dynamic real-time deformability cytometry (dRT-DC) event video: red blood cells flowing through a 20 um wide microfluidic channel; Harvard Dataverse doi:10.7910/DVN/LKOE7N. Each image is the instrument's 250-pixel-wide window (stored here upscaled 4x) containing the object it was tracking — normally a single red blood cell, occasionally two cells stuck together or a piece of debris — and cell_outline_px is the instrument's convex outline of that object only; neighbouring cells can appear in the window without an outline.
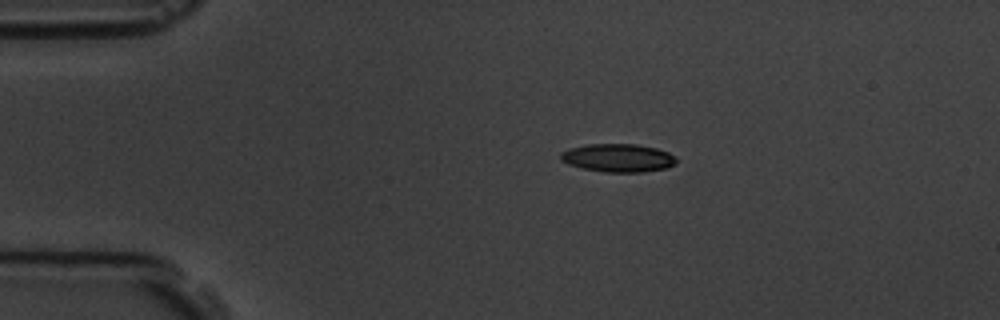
{"species": "common noctule bat (a hibernating species)", "species_latin": "Nyctalus noctula", "temperature_condition": "room temperature", "stored_images_in_passage": 9, "camera_frame_rate_fps": 3000, "um_per_image_px": 0.085, "animal": {"sex": "male", "body_mass_g": 19.5, "forearm_length_mm": 54.6}, "frame": {"image": 1, "passage_image": 1, "time_ms": 0.0, "image_size_px": [1000, 320], "cell_outline_px": [[676, 164], [668, 168], [640, 172], [604, 172], [584, 168], [568, 164], [560, 160], [560, 152], [568, 148], [588, 144], [636, 144], [656, 148], [668, 152], [676, 160]], "centroid_in_image_um": [52.51, 13.42], "position_along_channel_um": 32.5, "area_um2": 19.02}}
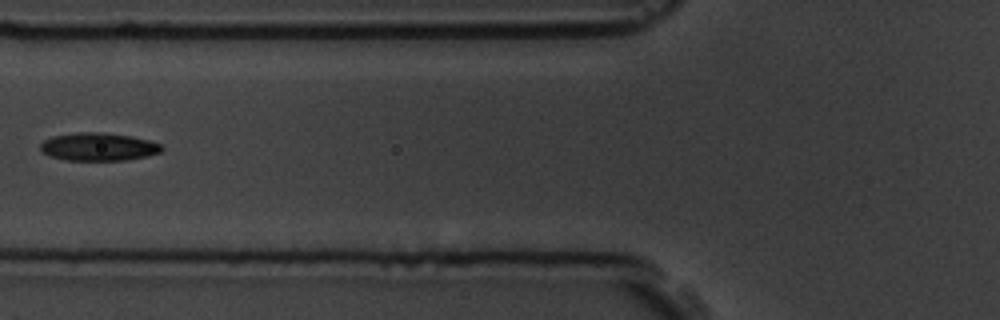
{"frame": {"image": 2, "passage_image": 4, "time_ms": 3.667, "image_size_px": [1000, 320], "cell_outline_px": [[164, 148], [160, 152], [148, 156], [128, 160], [68, 160], [52, 156], [40, 152], [40, 144], [44, 140], [52, 136], [76, 132], [100, 132], [132, 136], [148, 140], [160, 144]], "centroid_in_image_um": [8.36, 12.47], "position_along_channel_um": 117.4, "area_um2": 19.83}}
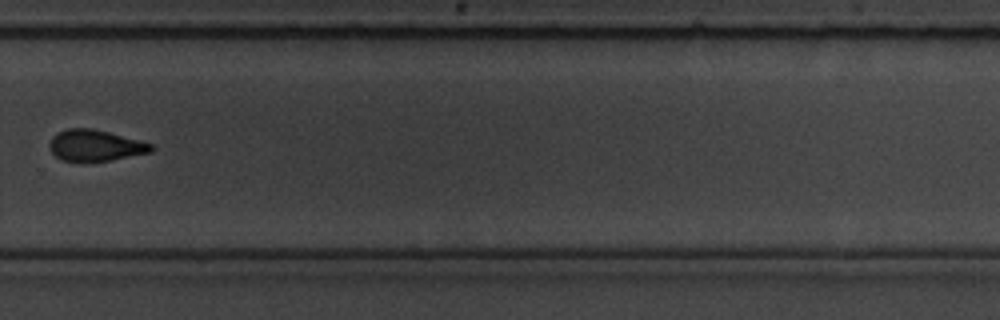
{"frame": {"image": 3, "passage_image": 9, "time_ms": 9.333, "image_size_px": [1000, 320], "cell_outline_px": [[156, 148], [152, 152], [92, 164], [80, 164], [60, 160], [48, 148], [48, 144], [52, 136], [56, 132], [68, 128], [92, 128], [108, 132], [152, 144]], "centroid_in_image_um": [8.04, 12.41], "position_along_channel_um": 321.8, "area_um2": 19.31}}